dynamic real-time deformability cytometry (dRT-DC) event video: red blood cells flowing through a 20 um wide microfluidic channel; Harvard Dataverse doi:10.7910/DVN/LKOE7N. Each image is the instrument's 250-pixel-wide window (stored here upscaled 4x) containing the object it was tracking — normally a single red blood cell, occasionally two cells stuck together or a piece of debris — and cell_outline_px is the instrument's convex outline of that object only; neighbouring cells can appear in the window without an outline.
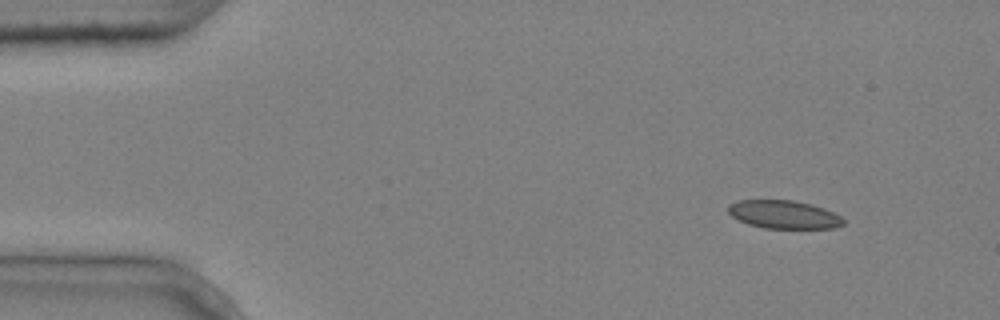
{"species": "common noctule bat (a hibernating species)", "species_latin": "Nyctalus noctula", "temperature_condition": "cold", "stored_images_in_passage": 3, "camera_frame_rate_fps": 3000, "um_per_image_px": 0.085, "animal": {"sex": "male", "body_mass_g": 20.4}, "frame": {"image": 1, "passage_image": 1, "time_ms": 0.0, "image_size_px": [1000, 320], "cell_outline_px": [[844, 224], [832, 228], [764, 228], [748, 224], [732, 216], [728, 212], [728, 204], [736, 200], [792, 200], [812, 204], [824, 208], [840, 216], [844, 220]], "centroid_in_image_um": [66.6, 18.22], "position_along_channel_um": 18.4, "area_um2": 18.9}}